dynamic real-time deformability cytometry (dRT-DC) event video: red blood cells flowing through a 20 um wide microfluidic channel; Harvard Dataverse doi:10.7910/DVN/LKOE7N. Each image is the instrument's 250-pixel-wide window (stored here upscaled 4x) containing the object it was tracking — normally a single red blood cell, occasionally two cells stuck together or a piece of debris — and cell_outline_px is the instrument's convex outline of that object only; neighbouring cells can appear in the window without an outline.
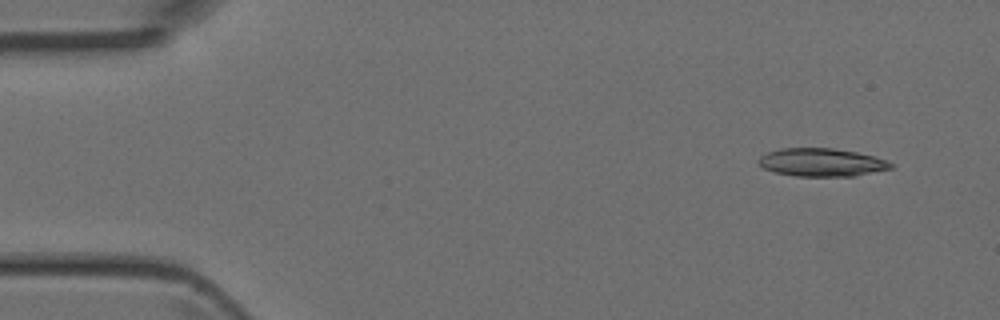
{"species": "Egyptian fruit bat (a non-hibernating species)", "species_latin": "Rousettus aegyptiacus", "temperature_condition": "room temperature", "stored_images_in_passage": 5, "camera_frame_rate_fps": 3000, "um_per_image_px": 0.085, "animal": {"sex": "female"}, "frame": {"image": 1, "passage_image": 1, "time_ms": 0.0, "image_size_px": [1000, 320], "cell_outline_px": [[896, 164], [892, 168], [852, 176], [796, 176], [776, 172], [764, 168], [756, 160], [760, 156], [768, 152], [780, 148], [832, 148], [856, 152], [888, 160]], "centroid_in_image_um": [69.84, 13.79], "position_along_channel_um": 15.2, "area_um2": 21.56}}
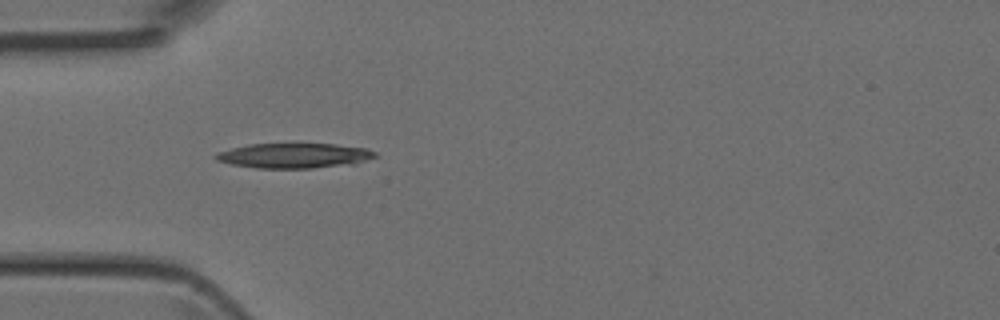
{"frame": {"image": 2, "passage_image": 4, "time_ms": 1.0, "image_size_px": [1000, 320], "cell_outline_px": [[376, 156], [352, 164], [312, 168], [256, 168], [232, 164], [216, 160], [212, 156], [216, 152], [248, 144], [336, 144], [368, 148], [376, 152]], "centroid_in_image_um": [24.97, 13.22], "position_along_channel_um": 60.0, "area_um2": 23.12}}
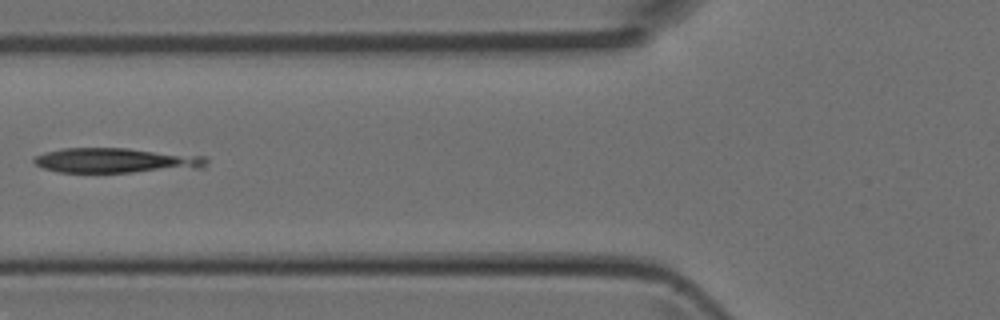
{"frame": {"image": 3, "passage_image": 5, "time_ms": 1.333, "image_size_px": [1000, 320], "cell_outline_px": [[208, 160], [204, 168], [132, 172], [60, 172], [44, 168], [36, 164], [32, 160], [36, 156], [60, 148], [128, 148], [204, 156]], "centroid_in_image_um": [9.89, 13.64], "position_along_channel_um": 115.9, "area_um2": 24.91}}